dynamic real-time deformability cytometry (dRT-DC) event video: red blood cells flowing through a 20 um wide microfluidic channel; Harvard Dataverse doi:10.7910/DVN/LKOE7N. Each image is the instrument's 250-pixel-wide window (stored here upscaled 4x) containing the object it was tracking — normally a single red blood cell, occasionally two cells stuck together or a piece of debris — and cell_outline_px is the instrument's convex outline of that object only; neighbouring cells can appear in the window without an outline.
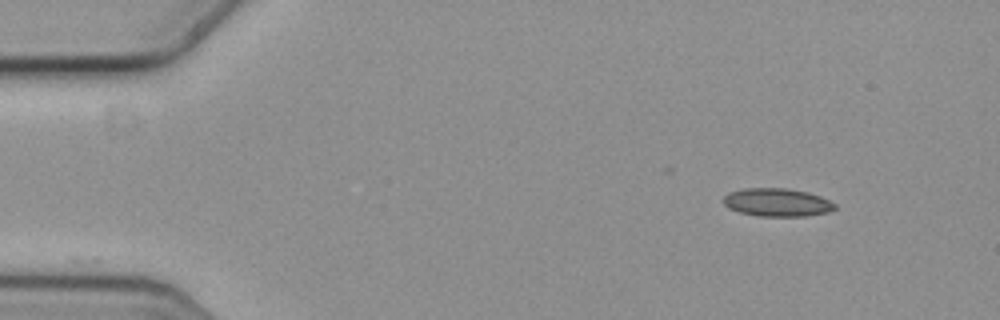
{"species": "common noctule bat (a hibernating species)", "species_latin": "Nyctalus noctula", "temperature_condition": "cold", "stored_images_in_passage": 52, "camera_frame_rate_fps": 3000, "um_per_image_px": 0.085, "animal": {"sex": "female", "body_mass_g": 19.3, "forearm_length_mm": 54.1}, "frame": {"image": 1, "passage_image": 1, "time_ms": 0.0, "image_size_px": [1000, 320], "cell_outline_px": [[836, 208], [828, 212], [804, 216], [756, 216], [740, 212], [728, 208], [724, 204], [724, 196], [732, 192], [744, 188], [784, 188], [808, 192], [820, 196], [836, 204]], "centroid_in_image_um": [66.06, 17.21], "position_along_channel_um": 18.9, "area_um2": 18.15}}
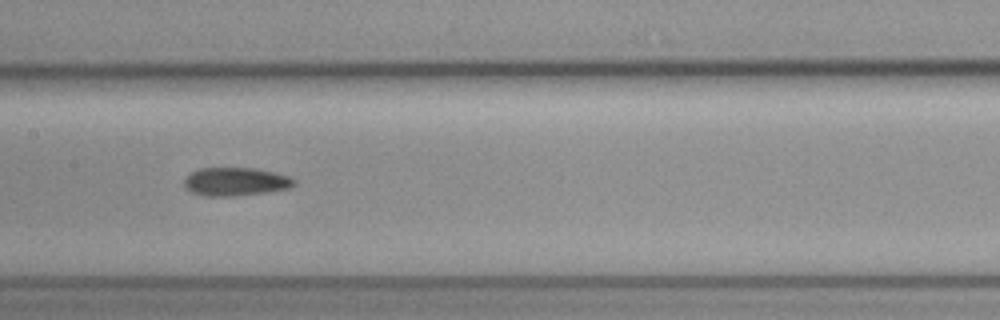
{"frame": {"image": 2, "passage_image": 23, "time_ms": 7.333, "image_size_px": [1000, 320], "cell_outline_px": [[296, 184], [288, 188], [264, 192], [236, 196], [204, 196], [192, 192], [184, 188], [184, 180], [192, 172], [200, 168], [252, 168], [272, 172], [288, 176], [296, 180]], "centroid_in_image_um": [20.0, 15.45], "position_along_channel_um": 187.4, "area_um2": 17.98}}
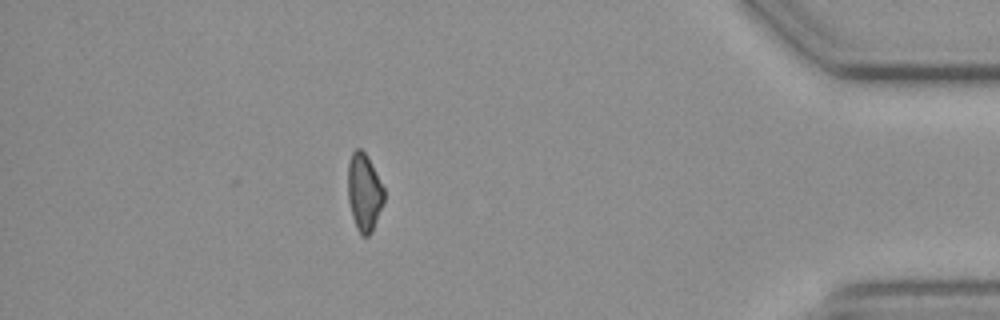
{"frame": {"image": 3, "passage_image": 45, "time_ms": 14.667, "image_size_px": [1000, 320], "cell_outline_px": [[384, 200], [372, 232], [368, 236], [360, 236], [356, 228], [352, 216], [348, 200], [348, 164], [352, 152], [356, 148], [360, 148], [368, 156], [384, 188]], "centroid_in_image_um": [30.95, 16.35], "position_along_channel_um": 404.3, "area_um2": 16.42}, "authors_computed_cell_mechanics": {"area_um2": 17.8313, "velocity_mm_per_s": 3.6243, "shape_relaxation_time_tau1_ms": null, "shape_relaxation_time_tau2_ms": 4.6204, "deformation_change_tau1": null, "deformation_change_tau2": 0.1166}}